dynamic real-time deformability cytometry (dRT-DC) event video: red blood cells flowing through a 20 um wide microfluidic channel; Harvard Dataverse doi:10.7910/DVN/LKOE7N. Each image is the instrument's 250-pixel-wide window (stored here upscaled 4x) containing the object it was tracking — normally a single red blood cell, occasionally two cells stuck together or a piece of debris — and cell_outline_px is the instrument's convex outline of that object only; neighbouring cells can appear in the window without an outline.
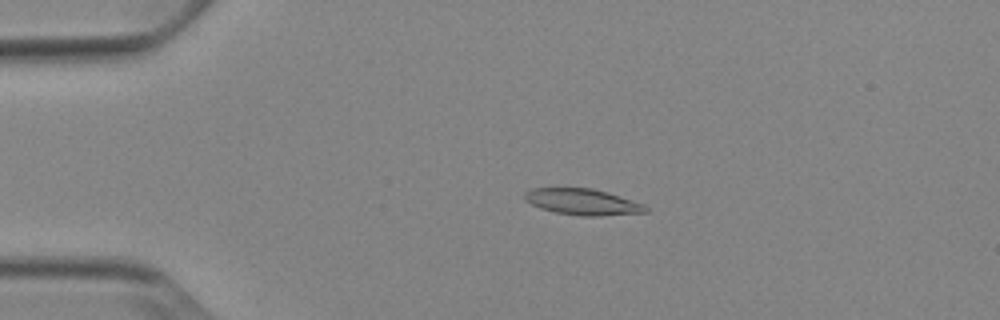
{"species": "Egyptian fruit bat (a non-hibernating species)", "species_latin": "Rousettus aegyptiacus", "temperature_condition": "cold", "stored_images_in_passage": 53, "camera_frame_rate_fps": 3000, "um_per_image_px": 0.085, "animal": {"sex": "female"}, "frame": {"image": 1, "passage_image": 12, "time_ms": 3.667, "image_size_px": [1000, 320], "cell_outline_px": [[648, 212], [600, 216], [580, 216], [556, 212], [540, 208], [524, 200], [524, 192], [532, 188], [592, 188], [608, 192], [644, 204], [648, 208]], "centroid_in_image_um": [49.52, 17.16], "position_along_channel_um": 35.5, "area_um2": 18.5}}
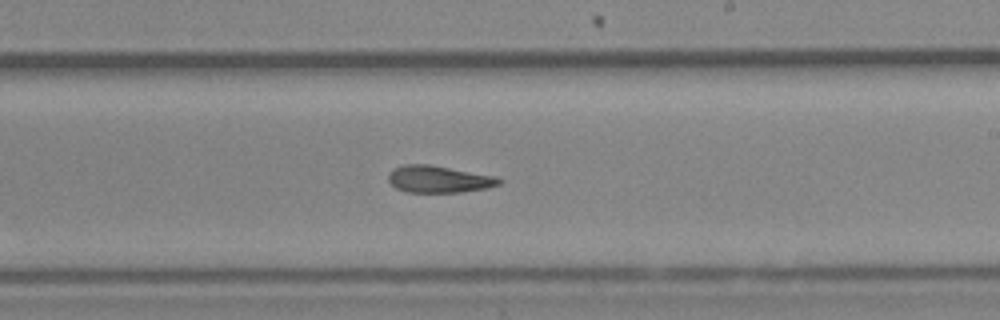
{"frame": {"image": 2, "passage_image": 32, "time_ms": 10.333, "image_size_px": [1000, 320], "cell_outline_px": [[504, 180], [500, 184], [488, 188], [460, 192], [408, 192], [396, 188], [388, 180], [388, 172], [392, 168], [404, 164], [428, 164], [496, 176]], "centroid_in_image_um": [37.29, 15.22], "position_along_channel_um": 251.7, "area_um2": 17.51}}
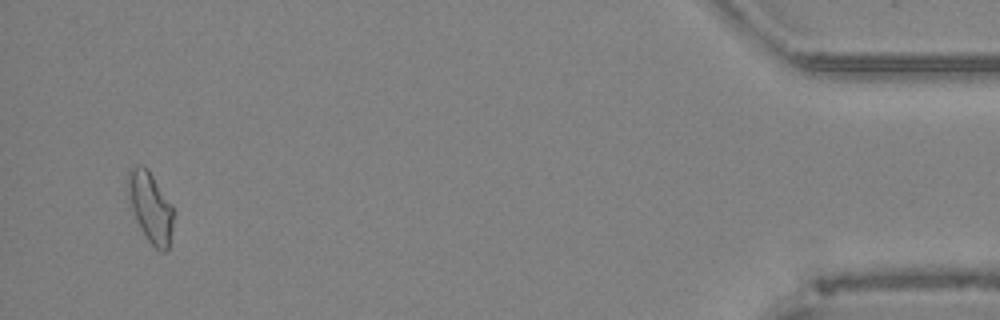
{"frame": {"image": 3, "passage_image": 51, "time_ms": 16.667, "image_size_px": [1000, 320], "cell_outline_px": [[176, 212], [168, 252], [160, 252], [148, 240], [140, 228], [136, 220], [128, 196], [128, 168], [136, 164], [144, 164], [148, 168], [172, 204]], "centroid_in_image_um": [12.83, 17.59], "position_along_channel_um": 422.4, "area_um2": 19.19}, "authors_computed_cell_mechanics": {"area_um2": 17.918, "velocity_mm_per_s": 3.8849, "shape_relaxation_time_tau1_ms": null, "shape_relaxation_time_tau2_ms": 5.003, "deformation_change_tau1": null, "deformation_change_tau2": 0.1223}}